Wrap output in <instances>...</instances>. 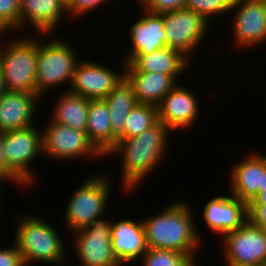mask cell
Masks as SVG:
<instances>
[{"label": "cell", "mask_w": 266, "mask_h": 266, "mask_svg": "<svg viewBox=\"0 0 266 266\" xmlns=\"http://www.w3.org/2000/svg\"><path fill=\"white\" fill-rule=\"evenodd\" d=\"M171 133L173 132L158 120L142 134L122 140L108 153L107 157H113L114 154L121 157V186L126 193L137 189L144 178L158 166L160 168L167 156L165 154Z\"/></svg>", "instance_id": "1"}, {"label": "cell", "mask_w": 266, "mask_h": 266, "mask_svg": "<svg viewBox=\"0 0 266 266\" xmlns=\"http://www.w3.org/2000/svg\"><path fill=\"white\" fill-rule=\"evenodd\" d=\"M186 202H173L159 214L141 219L148 248L179 251L196 263L202 237L193 220V207Z\"/></svg>", "instance_id": "2"}, {"label": "cell", "mask_w": 266, "mask_h": 266, "mask_svg": "<svg viewBox=\"0 0 266 266\" xmlns=\"http://www.w3.org/2000/svg\"><path fill=\"white\" fill-rule=\"evenodd\" d=\"M17 221L13 242L20 251L25 266L37 261L53 266L64 264L67 259L66 246L57 228L43 218L30 216L28 213L22 214Z\"/></svg>", "instance_id": "3"}, {"label": "cell", "mask_w": 266, "mask_h": 266, "mask_svg": "<svg viewBox=\"0 0 266 266\" xmlns=\"http://www.w3.org/2000/svg\"><path fill=\"white\" fill-rule=\"evenodd\" d=\"M17 38V39H16ZM0 43V70L6 91L36 94L38 38L20 36ZM37 39V40H36ZM10 42V43H9ZM2 44V45H1Z\"/></svg>", "instance_id": "4"}, {"label": "cell", "mask_w": 266, "mask_h": 266, "mask_svg": "<svg viewBox=\"0 0 266 266\" xmlns=\"http://www.w3.org/2000/svg\"><path fill=\"white\" fill-rule=\"evenodd\" d=\"M54 39V40H53ZM37 43L36 94L42 99L47 91L71 84L74 70L81 60L71 43L59 37ZM42 41V42H41Z\"/></svg>", "instance_id": "5"}, {"label": "cell", "mask_w": 266, "mask_h": 266, "mask_svg": "<svg viewBox=\"0 0 266 266\" xmlns=\"http://www.w3.org/2000/svg\"><path fill=\"white\" fill-rule=\"evenodd\" d=\"M108 175L107 173L90 175L71 194L65 207L63 220L70 233L87 227L94 219L107 212L110 190L113 185Z\"/></svg>", "instance_id": "6"}, {"label": "cell", "mask_w": 266, "mask_h": 266, "mask_svg": "<svg viewBox=\"0 0 266 266\" xmlns=\"http://www.w3.org/2000/svg\"><path fill=\"white\" fill-rule=\"evenodd\" d=\"M3 152L6 168L26 188L36 181L30 164L43 155L42 132L35 125L2 132Z\"/></svg>", "instance_id": "7"}, {"label": "cell", "mask_w": 266, "mask_h": 266, "mask_svg": "<svg viewBox=\"0 0 266 266\" xmlns=\"http://www.w3.org/2000/svg\"><path fill=\"white\" fill-rule=\"evenodd\" d=\"M46 124L48 125L42 130V152L44 156L61 162L64 160L66 162L69 160L76 161L75 158H83V160L85 158L104 159L105 156L90 141L86 132L57 124L50 119H47Z\"/></svg>", "instance_id": "8"}, {"label": "cell", "mask_w": 266, "mask_h": 266, "mask_svg": "<svg viewBox=\"0 0 266 266\" xmlns=\"http://www.w3.org/2000/svg\"><path fill=\"white\" fill-rule=\"evenodd\" d=\"M226 266H264L266 264V230L247 219L235 231L221 238Z\"/></svg>", "instance_id": "9"}, {"label": "cell", "mask_w": 266, "mask_h": 266, "mask_svg": "<svg viewBox=\"0 0 266 266\" xmlns=\"http://www.w3.org/2000/svg\"><path fill=\"white\" fill-rule=\"evenodd\" d=\"M166 47L179 51L188 60L208 33L210 22L187 8L162 13Z\"/></svg>", "instance_id": "10"}, {"label": "cell", "mask_w": 266, "mask_h": 266, "mask_svg": "<svg viewBox=\"0 0 266 266\" xmlns=\"http://www.w3.org/2000/svg\"><path fill=\"white\" fill-rule=\"evenodd\" d=\"M102 217L72 234L80 266H122L112 250V221Z\"/></svg>", "instance_id": "11"}, {"label": "cell", "mask_w": 266, "mask_h": 266, "mask_svg": "<svg viewBox=\"0 0 266 266\" xmlns=\"http://www.w3.org/2000/svg\"><path fill=\"white\" fill-rule=\"evenodd\" d=\"M102 64L89 59L80 60L68 91L91 100L104 99L125 79V63H122L121 74Z\"/></svg>", "instance_id": "12"}, {"label": "cell", "mask_w": 266, "mask_h": 266, "mask_svg": "<svg viewBox=\"0 0 266 266\" xmlns=\"http://www.w3.org/2000/svg\"><path fill=\"white\" fill-rule=\"evenodd\" d=\"M232 10V11H231ZM233 44L241 49L260 46L266 40V0H239L231 6Z\"/></svg>", "instance_id": "13"}, {"label": "cell", "mask_w": 266, "mask_h": 266, "mask_svg": "<svg viewBox=\"0 0 266 266\" xmlns=\"http://www.w3.org/2000/svg\"><path fill=\"white\" fill-rule=\"evenodd\" d=\"M197 97L187 87L177 83L157 106L158 120L172 132L191 128L200 114Z\"/></svg>", "instance_id": "14"}, {"label": "cell", "mask_w": 266, "mask_h": 266, "mask_svg": "<svg viewBox=\"0 0 266 266\" xmlns=\"http://www.w3.org/2000/svg\"><path fill=\"white\" fill-rule=\"evenodd\" d=\"M203 209L205 225L221 237L235 231L248 219L247 205L231 194L215 196Z\"/></svg>", "instance_id": "15"}, {"label": "cell", "mask_w": 266, "mask_h": 266, "mask_svg": "<svg viewBox=\"0 0 266 266\" xmlns=\"http://www.w3.org/2000/svg\"><path fill=\"white\" fill-rule=\"evenodd\" d=\"M143 16L130 28L131 46L124 63L128 64L136 55L151 54L166 47L164 16L143 10Z\"/></svg>", "instance_id": "16"}, {"label": "cell", "mask_w": 266, "mask_h": 266, "mask_svg": "<svg viewBox=\"0 0 266 266\" xmlns=\"http://www.w3.org/2000/svg\"><path fill=\"white\" fill-rule=\"evenodd\" d=\"M251 152L230 170L229 192L247 206L257 196L259 187H262V175L266 169V155Z\"/></svg>", "instance_id": "17"}, {"label": "cell", "mask_w": 266, "mask_h": 266, "mask_svg": "<svg viewBox=\"0 0 266 266\" xmlns=\"http://www.w3.org/2000/svg\"><path fill=\"white\" fill-rule=\"evenodd\" d=\"M111 242L113 254L122 266L139 262L148 249L142 220L113 221Z\"/></svg>", "instance_id": "18"}, {"label": "cell", "mask_w": 266, "mask_h": 266, "mask_svg": "<svg viewBox=\"0 0 266 266\" xmlns=\"http://www.w3.org/2000/svg\"><path fill=\"white\" fill-rule=\"evenodd\" d=\"M40 99L34 93L6 91L0 100V132L35 125Z\"/></svg>", "instance_id": "19"}, {"label": "cell", "mask_w": 266, "mask_h": 266, "mask_svg": "<svg viewBox=\"0 0 266 266\" xmlns=\"http://www.w3.org/2000/svg\"><path fill=\"white\" fill-rule=\"evenodd\" d=\"M65 15L68 16L67 10L59 0H21L19 31L31 24L35 35L50 37L49 34H53L64 21Z\"/></svg>", "instance_id": "20"}, {"label": "cell", "mask_w": 266, "mask_h": 266, "mask_svg": "<svg viewBox=\"0 0 266 266\" xmlns=\"http://www.w3.org/2000/svg\"><path fill=\"white\" fill-rule=\"evenodd\" d=\"M125 79L132 86L138 104L158 106L165 95L178 83V77L159 72H141L125 64Z\"/></svg>", "instance_id": "21"}, {"label": "cell", "mask_w": 266, "mask_h": 266, "mask_svg": "<svg viewBox=\"0 0 266 266\" xmlns=\"http://www.w3.org/2000/svg\"><path fill=\"white\" fill-rule=\"evenodd\" d=\"M111 121V150L125 139L124 125L129 112L138 104L132 86L124 79L104 99Z\"/></svg>", "instance_id": "22"}, {"label": "cell", "mask_w": 266, "mask_h": 266, "mask_svg": "<svg viewBox=\"0 0 266 266\" xmlns=\"http://www.w3.org/2000/svg\"><path fill=\"white\" fill-rule=\"evenodd\" d=\"M179 51L165 47L151 54L136 55L128 64H132L141 72H159L170 77H179L187 72L190 62Z\"/></svg>", "instance_id": "23"}, {"label": "cell", "mask_w": 266, "mask_h": 266, "mask_svg": "<svg viewBox=\"0 0 266 266\" xmlns=\"http://www.w3.org/2000/svg\"><path fill=\"white\" fill-rule=\"evenodd\" d=\"M64 92L55 101L57 103L53 105L52 116L50 115L49 119L57 124L86 132L88 107L91 99L73 94L68 90Z\"/></svg>", "instance_id": "24"}, {"label": "cell", "mask_w": 266, "mask_h": 266, "mask_svg": "<svg viewBox=\"0 0 266 266\" xmlns=\"http://www.w3.org/2000/svg\"><path fill=\"white\" fill-rule=\"evenodd\" d=\"M86 133L94 146L106 157L111 151L109 108L103 99L89 101Z\"/></svg>", "instance_id": "25"}, {"label": "cell", "mask_w": 266, "mask_h": 266, "mask_svg": "<svg viewBox=\"0 0 266 266\" xmlns=\"http://www.w3.org/2000/svg\"><path fill=\"white\" fill-rule=\"evenodd\" d=\"M158 121L157 107L149 104H137L127 115L124 132L125 139L142 134Z\"/></svg>", "instance_id": "26"}, {"label": "cell", "mask_w": 266, "mask_h": 266, "mask_svg": "<svg viewBox=\"0 0 266 266\" xmlns=\"http://www.w3.org/2000/svg\"><path fill=\"white\" fill-rule=\"evenodd\" d=\"M141 266H196L185 253L167 249L148 248L140 259Z\"/></svg>", "instance_id": "27"}, {"label": "cell", "mask_w": 266, "mask_h": 266, "mask_svg": "<svg viewBox=\"0 0 266 266\" xmlns=\"http://www.w3.org/2000/svg\"><path fill=\"white\" fill-rule=\"evenodd\" d=\"M185 8L203 16L208 22L219 15L230 13V6L224 0H186ZM211 17V18H210ZM210 18V19H209Z\"/></svg>", "instance_id": "28"}, {"label": "cell", "mask_w": 266, "mask_h": 266, "mask_svg": "<svg viewBox=\"0 0 266 266\" xmlns=\"http://www.w3.org/2000/svg\"><path fill=\"white\" fill-rule=\"evenodd\" d=\"M20 7L21 0H0V27L5 32L19 31Z\"/></svg>", "instance_id": "29"}, {"label": "cell", "mask_w": 266, "mask_h": 266, "mask_svg": "<svg viewBox=\"0 0 266 266\" xmlns=\"http://www.w3.org/2000/svg\"><path fill=\"white\" fill-rule=\"evenodd\" d=\"M138 3L141 10L162 14L185 8L186 0H138Z\"/></svg>", "instance_id": "30"}, {"label": "cell", "mask_w": 266, "mask_h": 266, "mask_svg": "<svg viewBox=\"0 0 266 266\" xmlns=\"http://www.w3.org/2000/svg\"><path fill=\"white\" fill-rule=\"evenodd\" d=\"M109 0H74L73 4L67 9L69 17L73 19H80L81 16L88 15V13L97 10V7L102 6ZM72 15V16H71Z\"/></svg>", "instance_id": "31"}, {"label": "cell", "mask_w": 266, "mask_h": 266, "mask_svg": "<svg viewBox=\"0 0 266 266\" xmlns=\"http://www.w3.org/2000/svg\"><path fill=\"white\" fill-rule=\"evenodd\" d=\"M0 266H25L21 253L14 242L10 248L0 249Z\"/></svg>", "instance_id": "32"}, {"label": "cell", "mask_w": 266, "mask_h": 266, "mask_svg": "<svg viewBox=\"0 0 266 266\" xmlns=\"http://www.w3.org/2000/svg\"><path fill=\"white\" fill-rule=\"evenodd\" d=\"M247 218L255 226L266 230V205H248Z\"/></svg>", "instance_id": "33"}, {"label": "cell", "mask_w": 266, "mask_h": 266, "mask_svg": "<svg viewBox=\"0 0 266 266\" xmlns=\"http://www.w3.org/2000/svg\"><path fill=\"white\" fill-rule=\"evenodd\" d=\"M0 177L7 182L15 183L17 187H25L7 168L4 159L3 143H2V132H0Z\"/></svg>", "instance_id": "34"}, {"label": "cell", "mask_w": 266, "mask_h": 266, "mask_svg": "<svg viewBox=\"0 0 266 266\" xmlns=\"http://www.w3.org/2000/svg\"><path fill=\"white\" fill-rule=\"evenodd\" d=\"M249 205H266V188H259L257 196Z\"/></svg>", "instance_id": "35"}, {"label": "cell", "mask_w": 266, "mask_h": 266, "mask_svg": "<svg viewBox=\"0 0 266 266\" xmlns=\"http://www.w3.org/2000/svg\"><path fill=\"white\" fill-rule=\"evenodd\" d=\"M5 92H6V89L4 86V81H3L1 70H0V100L3 97V95L5 94Z\"/></svg>", "instance_id": "36"}, {"label": "cell", "mask_w": 266, "mask_h": 266, "mask_svg": "<svg viewBox=\"0 0 266 266\" xmlns=\"http://www.w3.org/2000/svg\"><path fill=\"white\" fill-rule=\"evenodd\" d=\"M59 2L64 6L67 10L74 2V0H59Z\"/></svg>", "instance_id": "37"}, {"label": "cell", "mask_w": 266, "mask_h": 266, "mask_svg": "<svg viewBox=\"0 0 266 266\" xmlns=\"http://www.w3.org/2000/svg\"><path fill=\"white\" fill-rule=\"evenodd\" d=\"M259 188H266V169L264 170L262 175V187Z\"/></svg>", "instance_id": "38"}, {"label": "cell", "mask_w": 266, "mask_h": 266, "mask_svg": "<svg viewBox=\"0 0 266 266\" xmlns=\"http://www.w3.org/2000/svg\"><path fill=\"white\" fill-rule=\"evenodd\" d=\"M230 7L234 6L239 0H224Z\"/></svg>", "instance_id": "39"}, {"label": "cell", "mask_w": 266, "mask_h": 266, "mask_svg": "<svg viewBox=\"0 0 266 266\" xmlns=\"http://www.w3.org/2000/svg\"><path fill=\"white\" fill-rule=\"evenodd\" d=\"M5 35H7V33L0 27V43L5 37Z\"/></svg>", "instance_id": "40"}, {"label": "cell", "mask_w": 266, "mask_h": 266, "mask_svg": "<svg viewBox=\"0 0 266 266\" xmlns=\"http://www.w3.org/2000/svg\"><path fill=\"white\" fill-rule=\"evenodd\" d=\"M2 181H3V183H4V181L6 182V180H4L3 178H1L0 177V184L2 183ZM1 189V188H0ZM1 198H2V195L0 194V207H1V202H2V200H1ZM1 209V208H0ZM1 211V210H0Z\"/></svg>", "instance_id": "41"}]
</instances>
